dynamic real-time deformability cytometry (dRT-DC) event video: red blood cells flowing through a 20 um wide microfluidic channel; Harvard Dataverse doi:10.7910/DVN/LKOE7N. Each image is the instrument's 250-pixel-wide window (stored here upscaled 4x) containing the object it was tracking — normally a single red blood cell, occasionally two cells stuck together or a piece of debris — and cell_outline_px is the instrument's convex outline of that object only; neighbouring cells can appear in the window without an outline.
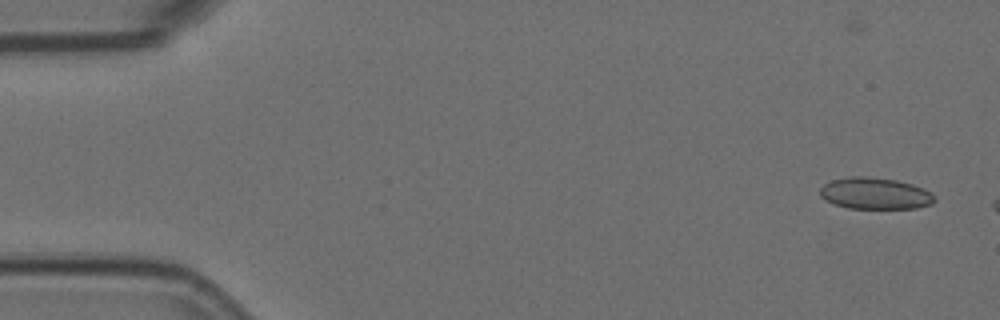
{"species": "Egyptian fruit bat (a non-hibernating species)", "species_latin": "Rousettus aegyptiacus", "temperature_condition": "room temperature", "stored_images_in_passage": 6, "camera_frame_rate_fps": 3000, "um_per_image_px": 0.085, "animal": {"sex": "female"}, "frame": {"image": 1, "passage_image": 2, "time_ms": 0.333, "image_size_px": [1000, 320], "cell_outline_px": [[936, 200], [932, 204], [916, 208], [848, 208], [832, 204], [820, 196], [820, 188], [824, 184], [832, 180], [852, 176], [864, 176], [896, 180], [912, 184], [924, 188], [932, 192], [936, 196]], "centroid_in_image_um": [74.4, 16.44], "position_along_channel_um": 10.6, "area_um2": 21.21}}
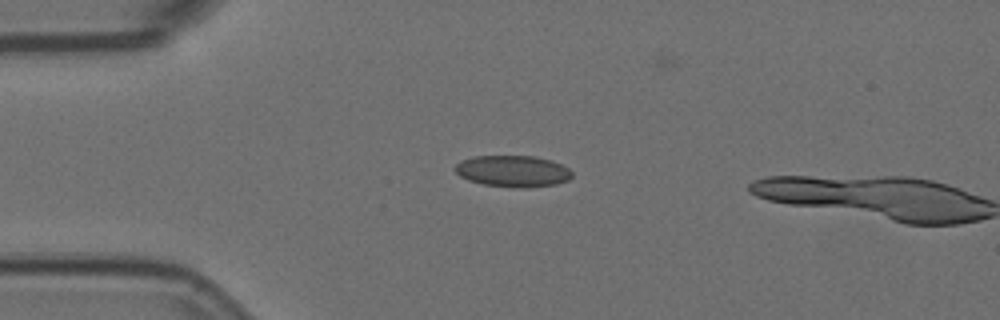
{"frame": {"image": 2, "passage_image": 5, "time_ms": 1.333, "image_size_px": [1000, 320], "cell_outline_px": [[572, 176], [568, 180], [556, 184], [528, 188], [512, 188], [484, 184], [468, 180], [460, 176], [452, 168], [460, 160], [476, 156], [532, 156], [552, 160], [568, 168], [572, 172]], "centroid_in_image_um": [43.58, 14.55], "position_along_channel_um": 41.4, "area_um2": 21.62}}